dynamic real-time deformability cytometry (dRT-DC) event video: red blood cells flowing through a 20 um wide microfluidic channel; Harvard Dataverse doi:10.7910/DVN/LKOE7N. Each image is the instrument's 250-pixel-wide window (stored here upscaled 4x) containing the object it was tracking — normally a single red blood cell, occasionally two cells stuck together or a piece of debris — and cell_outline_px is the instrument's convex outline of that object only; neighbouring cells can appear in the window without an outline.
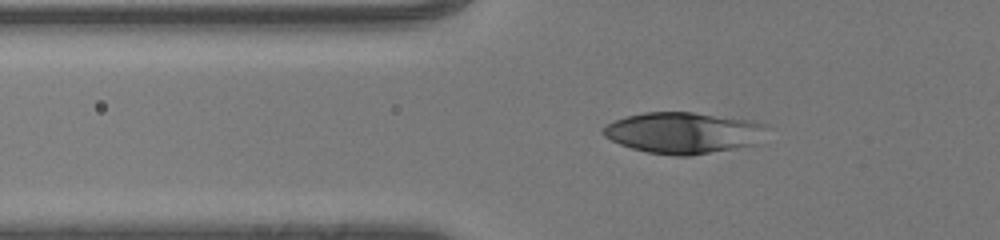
{"species": "human", "species_latin": "Homo sapiens", "temperature_condition": "room temperature", "stored_images_in_passage": 40, "segment_of_instrument_passage": [1, 2], "camera_frame_rate_fps": 3000, "um_per_image_px": 0.085, "donor": {"sex": "male"}, "frame": {"image": 1, "passage_image": 8, "time_ms": 2.333, "image_size_px": [1000, 240], "cell_outline_px": [[768, 124], [760, 144], [688, 156], [672, 156], [648, 152], [632, 148], [620, 144], [604, 136], [600, 132], [600, 128], [624, 116], [644, 112], [692, 112], [752, 120]], "centroid_in_image_um": [58.11, 11.28], "position_along_channel_um": 67.7, "area_um2": 39.71}}
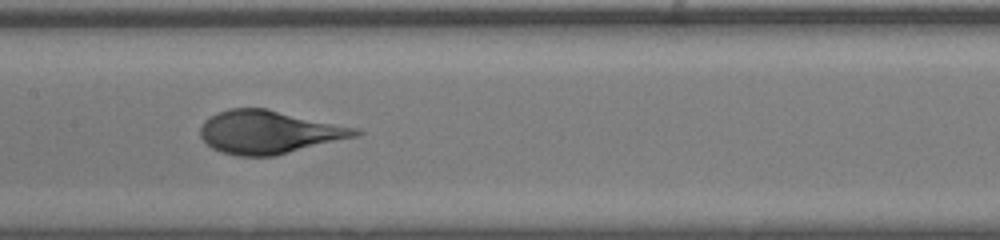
{"frame": {"image": 2, "passage_image": 17, "time_ms": 5.333, "image_size_px": [1000, 240], "cell_outline_px": [[364, 132], [356, 136], [276, 156], [236, 156], [212, 148], [200, 136], [200, 128], [204, 120], [216, 112], [228, 108], [268, 108], [360, 128]], "centroid_in_image_um": [22.88, 11.21], "position_along_channel_um": 184.5, "area_um2": 39.3}}
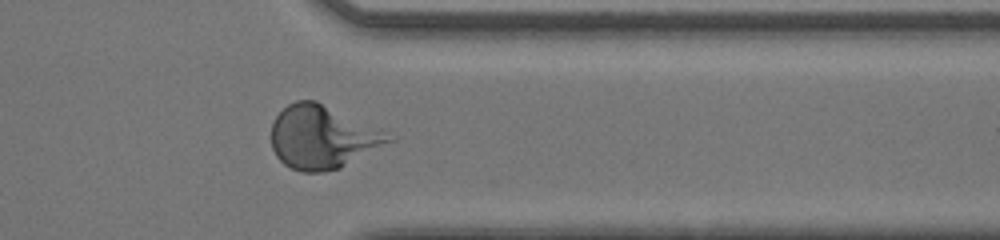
{"frame": {"image": 3, "passage_image": 31, "time_ms": 10.0, "image_size_px": [1000, 240], "cell_outline_px": [[396, 140], [340, 168], [324, 172], [300, 172], [284, 164], [276, 156], [272, 148], [272, 120], [288, 104], [296, 100], [316, 100], [396, 136]], "centroid_in_image_um": [27.42, 11.66], "position_along_channel_um": 384.0, "area_um2": 43.35}}